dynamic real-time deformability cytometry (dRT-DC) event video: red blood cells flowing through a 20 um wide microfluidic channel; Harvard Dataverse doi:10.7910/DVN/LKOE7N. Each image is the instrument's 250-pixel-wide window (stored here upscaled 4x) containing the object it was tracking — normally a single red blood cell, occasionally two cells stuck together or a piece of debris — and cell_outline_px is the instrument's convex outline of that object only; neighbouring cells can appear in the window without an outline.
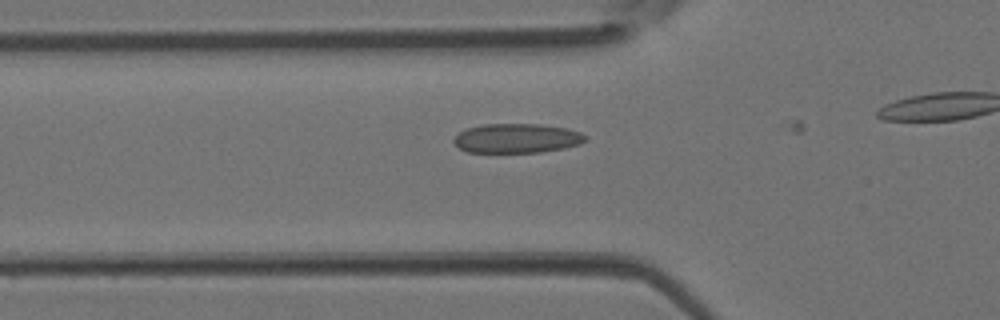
{"species": "Egyptian fruit bat (a non-hibernating species)", "species_latin": "Rousettus aegyptiacus", "temperature_condition": "room temperature", "stored_images_in_passage": 4, "camera_frame_rate_fps": 3000, "um_per_image_px": 0.085, "animal": {"sex": "female"}, "frame": {"image": 1, "passage_image": 3, "time_ms": 0.667, "image_size_px": [1000, 320], "cell_outline_px": [[588, 136], [580, 144], [564, 148], [540, 152], [468, 152], [460, 148], [452, 140], [460, 132], [468, 128], [484, 124], [540, 124], [564, 128], [580, 132]], "centroid_in_image_um": [43.94, 11.75], "position_along_channel_um": 81.9, "area_um2": 22.31}}